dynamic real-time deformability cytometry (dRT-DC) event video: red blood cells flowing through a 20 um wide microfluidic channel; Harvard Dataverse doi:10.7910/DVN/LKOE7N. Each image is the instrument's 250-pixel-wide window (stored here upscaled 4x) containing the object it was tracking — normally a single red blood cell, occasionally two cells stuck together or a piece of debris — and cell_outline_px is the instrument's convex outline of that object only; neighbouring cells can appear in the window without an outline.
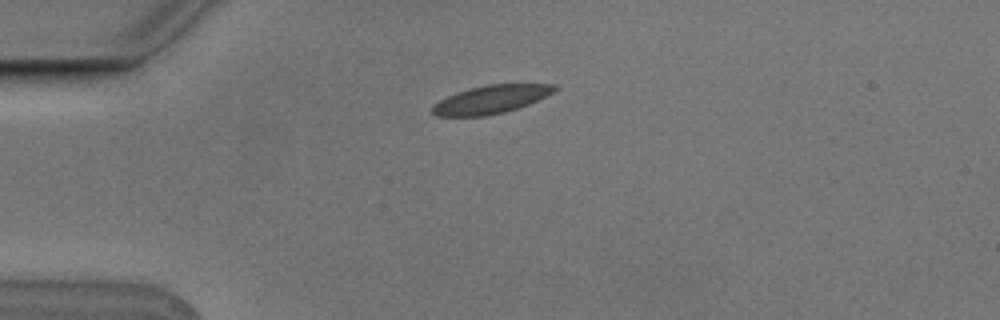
{"species": "Egyptian fruit bat (a non-hibernating species)", "species_latin": "Rousettus aegyptiacus", "temperature_condition": "cold", "stored_images_in_passage": 4, "camera_frame_rate_fps": 3000, "um_per_image_px": 0.085, "animal": {"sex": "male"}, "frame": {"image": 1, "passage_image": 3, "time_ms": 0.667, "image_size_px": [1000, 320], "cell_outline_px": [[560, 88], [528, 104], [504, 112], [484, 116], [436, 116], [432, 112], [432, 104], [456, 92], [468, 88], [488, 84], [556, 84]], "centroid_in_image_um": [41.7, 8.44], "position_along_channel_um": 43.3, "area_um2": 19.94}}